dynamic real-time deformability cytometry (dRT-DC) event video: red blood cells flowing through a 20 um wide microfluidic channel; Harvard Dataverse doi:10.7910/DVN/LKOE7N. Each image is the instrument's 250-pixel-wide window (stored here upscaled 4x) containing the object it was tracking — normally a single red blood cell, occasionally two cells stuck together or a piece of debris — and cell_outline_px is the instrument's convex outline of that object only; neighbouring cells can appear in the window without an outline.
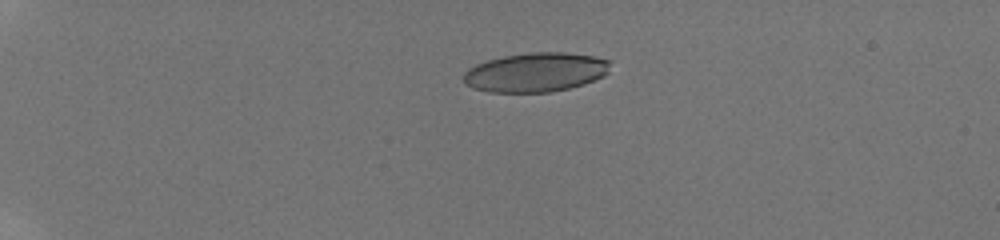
{"species": "human", "species_latin": "Homo sapiens", "temperature_condition": "room temperature", "stored_images_in_passage": 11, "camera_frame_rate_fps": 3000, "um_per_image_px": 0.085, "donor": {"sex": "male"}, "frame": {"image": 1, "passage_image": 7, "time_ms": 4.333, "image_size_px": [1000, 240], "cell_outline_px": [[612, 60], [608, 72], [604, 76], [584, 84], [568, 88], [548, 92], [488, 92], [472, 88], [464, 84], [464, 72], [468, 68], [476, 64], [488, 60], [504, 56], [532, 52], [564, 52], [596, 56]], "centroid_in_image_um": [45.55, 6.14], "position_along_channel_um": 39.5, "area_um2": 33.76}}
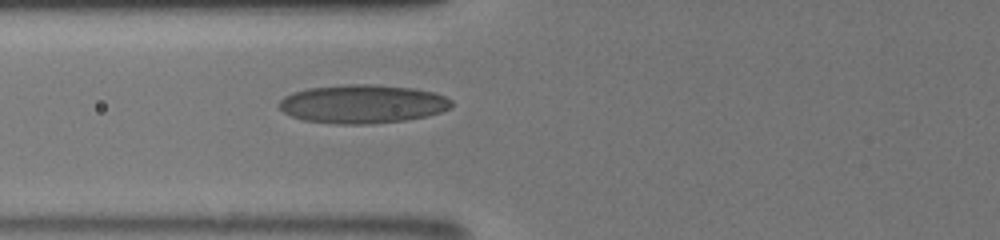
{"frame": {"image": 2, "passage_image": 11, "time_ms": 7.667, "image_size_px": [1000, 240], "cell_outline_px": [[452, 108], [428, 116], [404, 120], [368, 124], [336, 124], [304, 120], [292, 116], [284, 112], [276, 104], [284, 96], [292, 92], [308, 88], [348, 84], [368, 84], [416, 88], [432, 92], [444, 96], [452, 100]], "centroid_in_image_um": [30.81, 8.83], "position_along_channel_um": 95.0, "area_um2": 38.9}}